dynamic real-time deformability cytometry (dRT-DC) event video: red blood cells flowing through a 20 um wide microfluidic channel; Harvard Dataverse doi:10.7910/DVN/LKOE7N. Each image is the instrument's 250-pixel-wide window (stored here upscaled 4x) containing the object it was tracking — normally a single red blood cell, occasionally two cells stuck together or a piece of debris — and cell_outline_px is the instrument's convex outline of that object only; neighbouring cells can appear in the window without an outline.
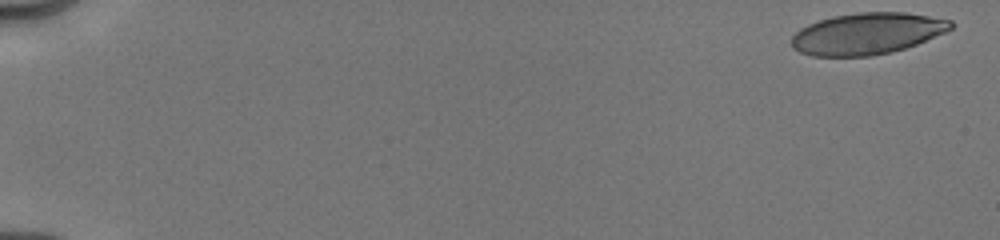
{"species": "human", "species_latin": "Homo sapiens", "temperature_condition": "cold", "stored_images_in_passage": 48, "camera_frame_rate_fps": 3000, "um_per_image_px": 0.085, "donor": {"sex": "male"}, "frame": {"image": 1, "passage_image": 1, "time_ms": 0.0, "image_size_px": [1000, 240], "cell_outline_px": [[956, 24], [952, 28], [944, 32], [916, 44], [892, 52], [868, 56], [812, 56], [800, 52], [792, 48], [792, 36], [800, 28], [808, 24], [832, 16], [860, 12], [904, 12], [952, 20]], "centroid_in_image_um": [73.69, 2.85], "position_along_channel_um": 11.3, "area_um2": 38.44}}
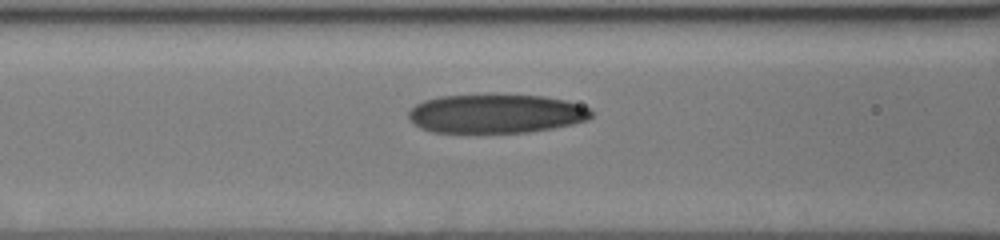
{"frame": {"image": 2, "passage_image": 28, "time_ms": 7.333, "image_size_px": [1000, 240], "cell_outline_px": [[592, 116], [588, 120], [572, 124], [552, 128], [528, 132], [432, 132], [420, 128], [412, 124], [408, 120], [408, 112], [416, 104], [424, 100], [440, 96], [544, 96], [564, 100], [588, 108], [592, 112]], "centroid_in_image_um": [42.11, 9.68], "position_along_channel_um": 124.5, "area_um2": 40.92}}
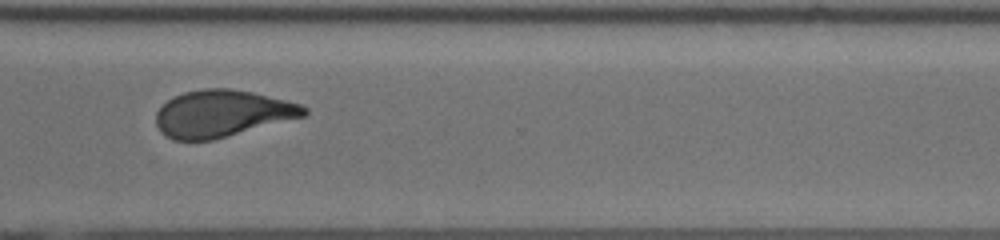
{"frame": {"image": 3, "passage_image": 47, "time_ms": 13.0, "image_size_px": [1000, 240], "cell_outline_px": [[308, 112], [304, 116], [212, 140], [172, 140], [164, 136], [160, 132], [156, 124], [156, 112], [172, 96], [184, 92], [204, 88], [228, 88], [252, 92], [300, 104], [308, 108]], "centroid_in_image_um": [18.83, 9.65], "position_along_channel_um": 351.8, "area_um2": 40.23}}